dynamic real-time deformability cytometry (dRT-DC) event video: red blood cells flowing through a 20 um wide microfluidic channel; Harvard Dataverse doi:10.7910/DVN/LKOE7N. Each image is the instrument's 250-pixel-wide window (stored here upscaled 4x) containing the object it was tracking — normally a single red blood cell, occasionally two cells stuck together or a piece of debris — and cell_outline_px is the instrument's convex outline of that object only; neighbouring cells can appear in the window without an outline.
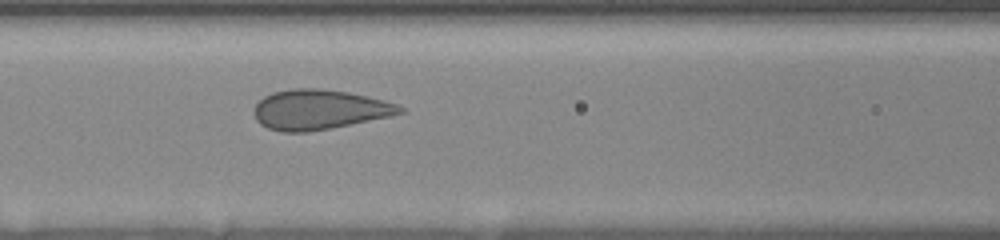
{"species": "human", "species_latin": "Homo sapiens", "temperature_condition": "room temperature", "stored_images_in_passage": 19, "camera_frame_rate_fps": 3000, "um_per_image_px": 0.085, "donor": {"sex": "female"}, "frame": {"image": 1, "passage_image": 5, "time_ms": 2.667, "image_size_px": [1000, 240], "cell_outline_px": [[404, 112], [388, 116], [332, 128], [308, 132], [280, 132], [268, 128], [260, 124], [256, 120], [252, 112], [256, 104], [264, 96], [272, 92], [292, 88], [316, 88], [348, 92], [368, 96], [384, 100], [396, 104], [404, 108]], "centroid_in_image_um": [27.08, 9.31], "position_along_channel_um": 139.5, "area_um2": 33.93}}
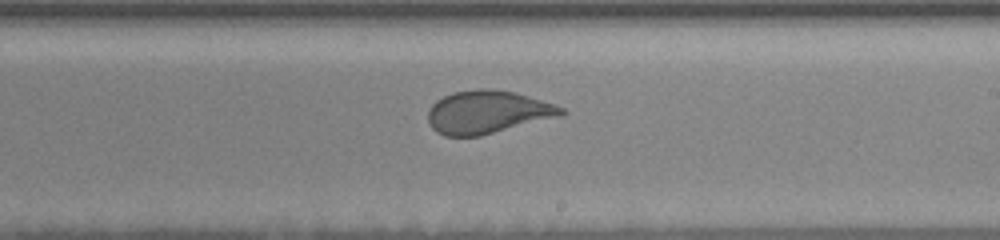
{"frame": {"image": 2, "passage_image": 10, "time_ms": 5.667, "image_size_px": [1000, 240], "cell_outline_px": [[568, 112], [564, 116], [480, 136], [444, 136], [436, 132], [432, 128], [428, 120], [428, 108], [436, 100], [452, 92], [476, 88], [492, 88], [516, 92], [556, 104], [564, 108]], "centroid_in_image_um": [41.48, 9.52], "position_along_channel_um": 247.5, "area_um2": 34.1}}
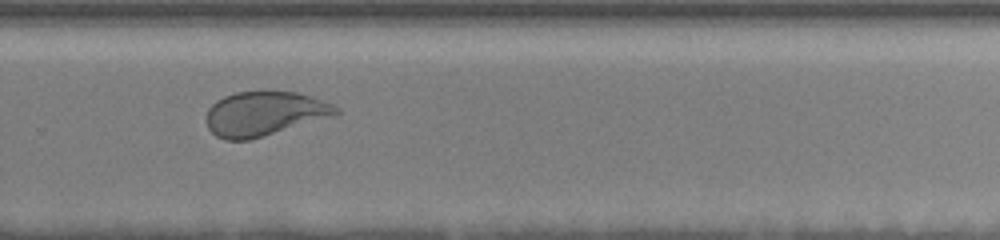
{"frame": {"image": 3, "passage_image": 13, "time_ms": 7.333, "image_size_px": [1000, 240], "cell_outline_px": [[340, 112], [332, 116], [248, 140], [224, 140], [216, 136], [208, 128], [204, 120], [208, 108], [216, 100], [224, 96], [236, 92], [300, 92], [332, 104], [340, 108]], "centroid_in_image_um": [22.42, 9.66], "position_along_channel_um": 307.4, "area_um2": 33.29}}